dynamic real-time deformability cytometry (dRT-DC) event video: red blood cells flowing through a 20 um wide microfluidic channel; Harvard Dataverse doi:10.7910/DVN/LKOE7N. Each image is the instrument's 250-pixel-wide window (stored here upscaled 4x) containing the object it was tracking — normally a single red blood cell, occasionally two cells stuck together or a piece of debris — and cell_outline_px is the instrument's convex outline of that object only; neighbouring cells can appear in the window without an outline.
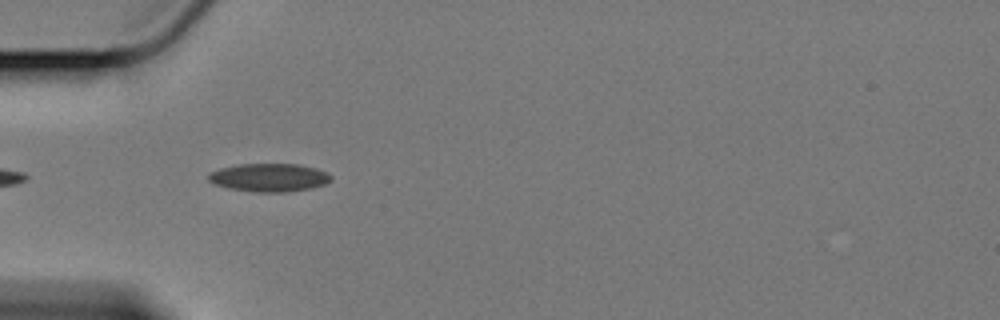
{"species": "Egyptian fruit bat (a non-hibernating species)", "species_latin": "Rousettus aegyptiacus", "temperature_condition": "cold", "stored_images_in_passage": 17, "camera_frame_rate_fps": 3000, "um_per_image_px": 0.085, "animal": {"sex": "female"}, "frame": {"image": 1, "passage_image": 3, "time_ms": 0.667, "image_size_px": [1000, 320], "cell_outline_px": [[332, 180], [324, 184], [312, 188], [288, 192], [256, 192], [228, 188], [216, 184], [208, 180], [208, 172], [220, 168], [236, 164], [300, 164], [316, 168], [328, 172], [332, 176]], "centroid_in_image_um": [22.9, 15.08], "position_along_channel_um": 62.1, "area_um2": 20.35}}
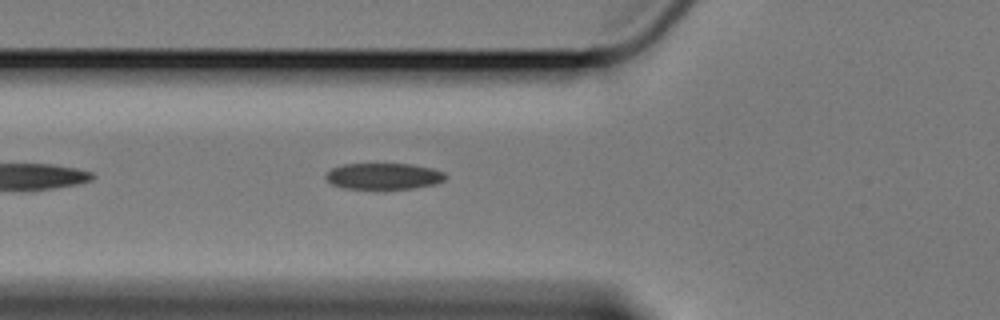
{"frame": {"image": 2, "passage_image": 6, "time_ms": 1.667, "image_size_px": [1000, 320], "cell_outline_px": [[448, 176], [444, 180], [436, 184], [412, 188], [344, 188], [332, 184], [324, 176], [332, 168], [344, 164], [412, 164], [432, 168], [444, 172]], "centroid_in_image_um": [32.64, 14.96], "position_along_channel_um": 93.2, "area_um2": 18.15}}